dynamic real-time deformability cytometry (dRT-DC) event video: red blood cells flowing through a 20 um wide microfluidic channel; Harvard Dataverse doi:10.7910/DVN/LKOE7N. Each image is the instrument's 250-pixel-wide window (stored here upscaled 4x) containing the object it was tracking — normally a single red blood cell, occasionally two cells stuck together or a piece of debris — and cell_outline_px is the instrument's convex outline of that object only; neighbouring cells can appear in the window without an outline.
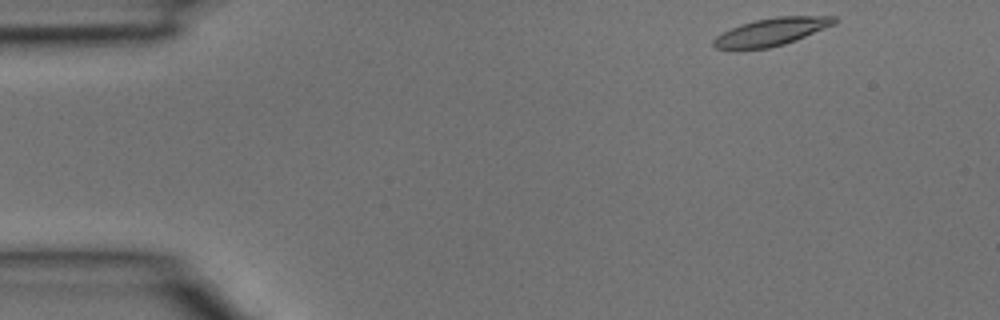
{"species": "common noctule bat (a hibernating species)", "species_latin": "Nyctalus noctula", "temperature_condition": "room temperature", "stored_images_in_passage": 36, "camera_frame_rate_fps": 3000, "um_per_image_px": 0.085, "animal": {"sex": "male", "body_mass_g": 15.6}, "frame": {"image": 1, "passage_image": 1, "time_ms": 0.0, "image_size_px": [1000, 320], "cell_outline_px": [[836, 24], [796, 40], [784, 44], [768, 48], [740, 52], [716, 48], [712, 44], [712, 40], [716, 36], [740, 24], [756, 20], [776, 16], [836, 16]], "centroid_in_image_um": [65.52, 2.74], "position_along_channel_um": 19.5, "area_um2": 19.94}}
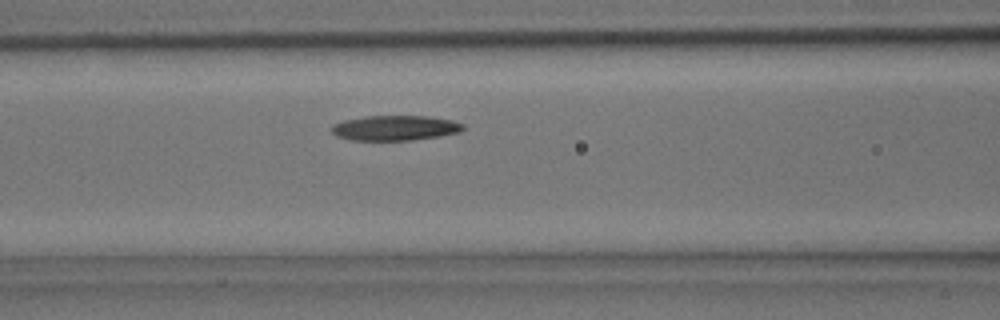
{"frame": {"image": 2, "passage_image": 13, "time_ms": 4.0, "image_size_px": [1000, 320], "cell_outline_px": [[464, 128], [460, 132], [440, 136], [412, 140], [348, 140], [336, 136], [332, 132], [332, 124], [344, 120], [364, 116], [424, 116], [448, 120], [464, 124]], "centroid_in_image_um": [33.53, 10.88], "position_along_channel_um": 133.1, "area_um2": 19.13}}
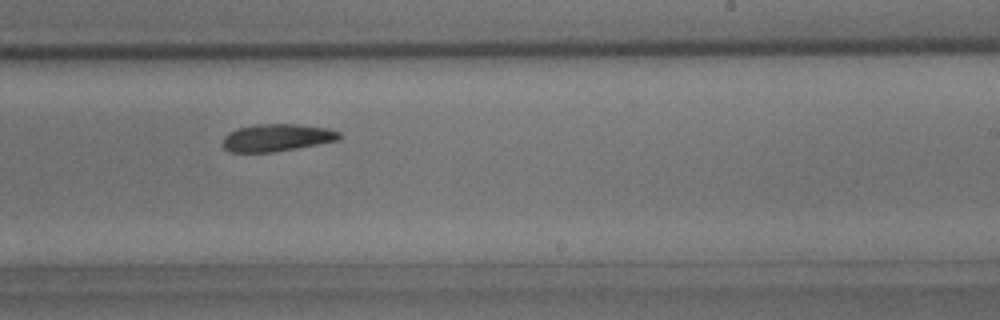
{"frame": {"image": 3, "passage_image": 21, "time_ms": 6.667, "image_size_px": [1000, 320], "cell_outline_px": [[344, 136], [340, 140], [296, 148], [272, 152], [228, 152], [220, 144], [224, 136], [228, 132], [236, 128], [256, 124], [296, 124], [328, 128], [340, 132]], "centroid_in_image_um": [23.51, 11.7], "position_along_channel_um": 265.5, "area_um2": 18.9}}